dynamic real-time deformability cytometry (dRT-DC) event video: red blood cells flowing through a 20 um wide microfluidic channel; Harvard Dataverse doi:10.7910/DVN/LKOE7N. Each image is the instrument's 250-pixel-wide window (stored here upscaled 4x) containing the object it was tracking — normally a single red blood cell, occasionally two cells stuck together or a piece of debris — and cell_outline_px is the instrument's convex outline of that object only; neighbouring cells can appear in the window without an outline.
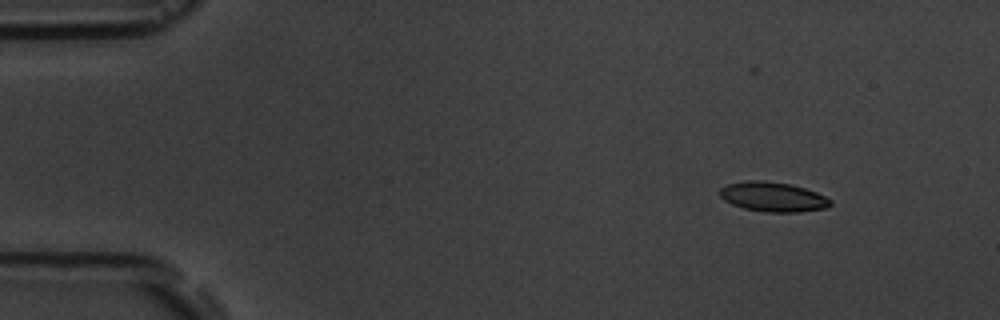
{"species": "common noctule bat (a hibernating species)", "species_latin": "Nyctalus noctula", "temperature_condition": "room temperature", "stored_images_in_passage": 5, "camera_frame_rate_fps": 3000, "um_per_image_px": 0.085, "animal": {"sex": "male", "body_mass_g": 19.5, "forearm_length_mm": 54.6}, "frame": {"image": 1, "passage_image": 1, "time_ms": 0.0, "image_size_px": [1000, 320], "cell_outline_px": [[832, 204], [828, 208], [800, 212], [764, 212], [744, 208], [732, 204], [724, 200], [720, 196], [720, 188], [728, 184], [748, 180], [764, 180], [792, 184], [816, 192], [832, 200]], "centroid_in_image_um": [65.72, 16.73], "position_along_channel_um": 19.3, "area_um2": 19.25}}
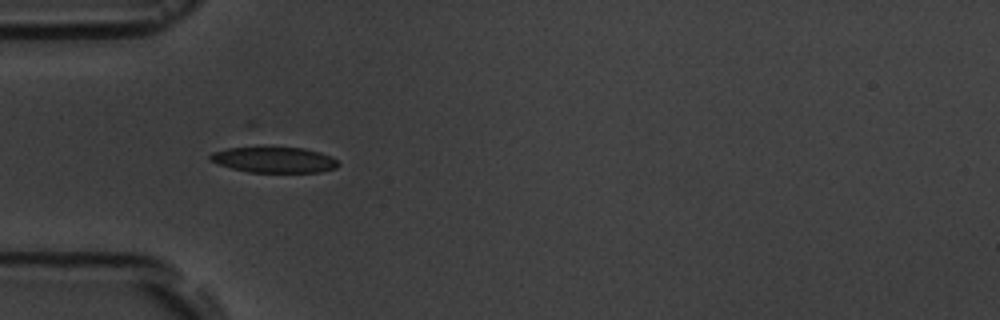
{"frame": {"image": 2, "passage_image": 4, "time_ms": 3.667, "image_size_px": [1000, 320], "cell_outline_px": [[340, 164], [336, 168], [320, 172], [248, 172], [232, 168], [208, 160], [208, 156], [212, 152], [228, 148], [260, 144], [304, 148], [320, 152], [332, 156]], "centroid_in_image_um": [23.27, 13.53], "position_along_channel_um": 61.7, "area_um2": 20.11}}
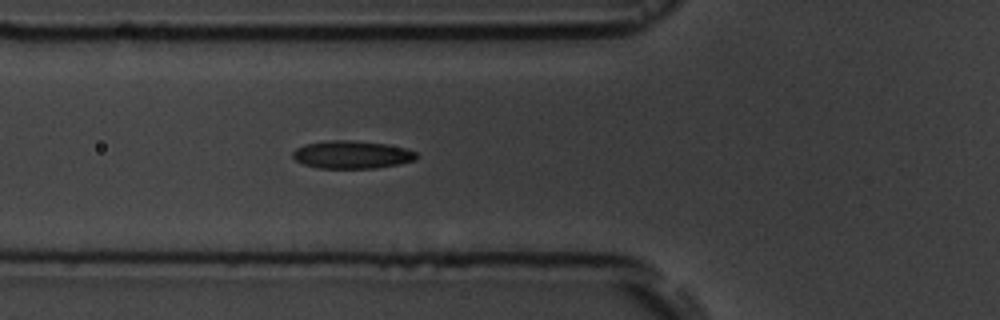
{"frame": {"image": 3, "passage_image": 5, "time_ms": 4.667, "image_size_px": [1000, 320], "cell_outline_px": [[416, 160], [400, 164], [376, 168], [320, 168], [304, 164], [296, 160], [292, 156], [292, 152], [296, 148], [304, 144], [332, 140], [348, 140], [388, 144], [404, 148], [416, 152]], "centroid_in_image_um": [29.91, 13.14], "position_along_channel_um": 95.9, "area_um2": 20.0}}